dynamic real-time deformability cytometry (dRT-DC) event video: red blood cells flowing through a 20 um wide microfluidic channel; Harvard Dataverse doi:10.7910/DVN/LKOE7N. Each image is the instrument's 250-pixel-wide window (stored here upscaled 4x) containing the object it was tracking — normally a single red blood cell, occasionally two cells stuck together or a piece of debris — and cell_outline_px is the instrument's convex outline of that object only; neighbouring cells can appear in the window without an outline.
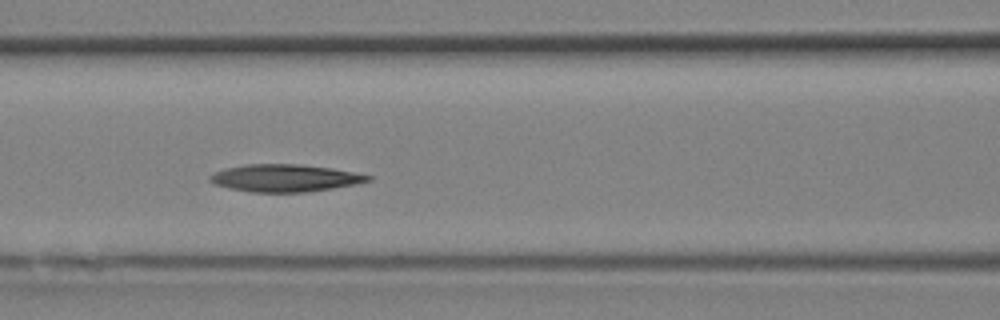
{"species": "Egyptian fruit bat (a non-hibernating species)", "species_latin": "Rousettus aegyptiacus", "temperature_condition": "room temperature", "stored_images_in_passage": 11, "camera_frame_rate_fps": 3000, "um_per_image_px": 0.085, "animal": {"sex": "female"}, "frame": {"image": 1, "passage_image": 8, "time_ms": 2.333, "image_size_px": [1000, 320], "cell_outline_px": [[372, 180], [356, 184], [308, 192], [252, 192], [232, 188], [216, 184], [208, 180], [208, 176], [212, 172], [224, 168], [244, 164], [300, 164], [332, 168], [372, 176]], "centroid_in_image_um": [24.19, 15.12], "position_along_channel_um": 142.4, "area_um2": 25.2}}
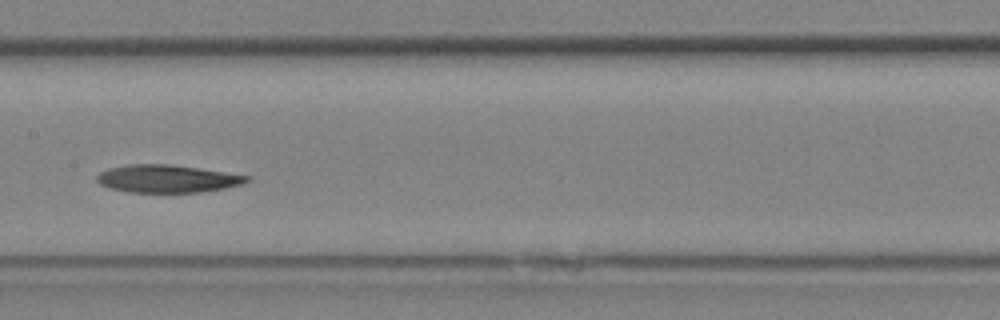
{"frame": {"image": 2, "passage_image": 10, "time_ms": 3.0, "image_size_px": [1000, 320], "cell_outline_px": [[252, 180], [240, 184], [224, 188], [200, 192], [128, 192], [112, 188], [100, 184], [96, 180], [96, 176], [100, 172], [108, 168], [128, 164], [168, 164], [252, 176]], "centroid_in_image_um": [14.2, 15.19], "position_along_channel_um": 193.2, "area_um2": 24.04}}